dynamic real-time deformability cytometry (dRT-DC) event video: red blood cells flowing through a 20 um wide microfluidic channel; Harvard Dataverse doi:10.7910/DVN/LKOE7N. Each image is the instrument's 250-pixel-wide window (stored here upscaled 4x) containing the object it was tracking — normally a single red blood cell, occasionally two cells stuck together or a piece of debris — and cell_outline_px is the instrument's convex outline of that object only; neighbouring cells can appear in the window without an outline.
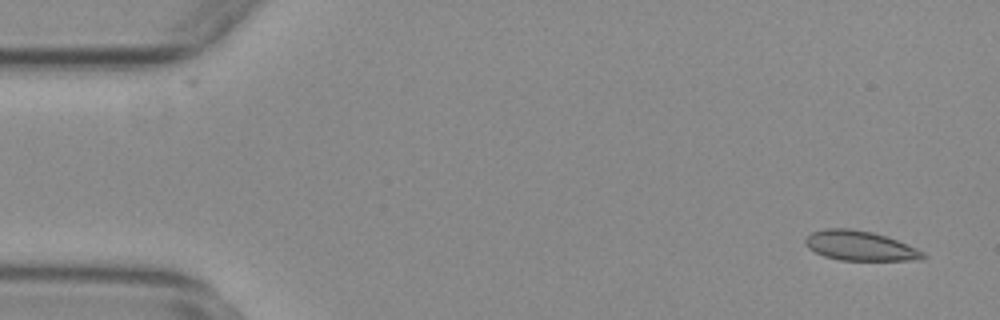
{"species": "common noctule bat (a hibernating species)", "species_latin": "Nyctalus noctula", "temperature_condition": "warm", "stored_images_in_passage": 55, "camera_frame_rate_fps": 3000, "um_per_image_px": 0.085, "animal": {"sex": "female", "body_mass_g": 29.2, "forearm_length_mm": 56.3}, "frame": {"image": 1, "passage_image": 3, "time_ms": 0.667, "image_size_px": [1000, 320], "cell_outline_px": [[928, 256], [920, 260], [840, 260], [824, 256], [808, 248], [804, 244], [804, 240], [812, 232], [824, 228], [848, 228], [872, 232], [896, 240], [916, 248], [924, 252]], "centroid_in_image_um": [73.08, 20.89], "position_along_channel_um": 11.9, "area_um2": 20.29}}
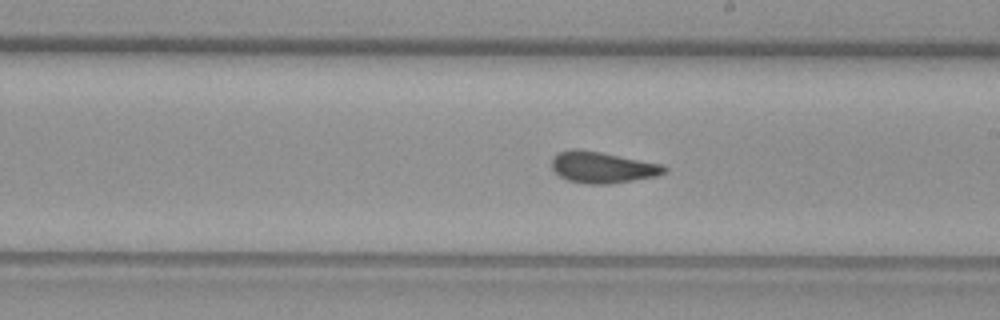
{"frame": {"image": 2, "passage_image": 31, "time_ms": 10.0, "image_size_px": [1000, 320], "cell_outline_px": [[668, 168], [664, 172], [656, 176], [612, 184], [588, 184], [568, 180], [552, 172], [552, 156], [556, 152], [572, 148], [576, 148], [600, 152], [664, 164]], "centroid_in_image_um": [51.17, 14.21], "position_along_channel_um": 237.8, "area_um2": 20.81}}
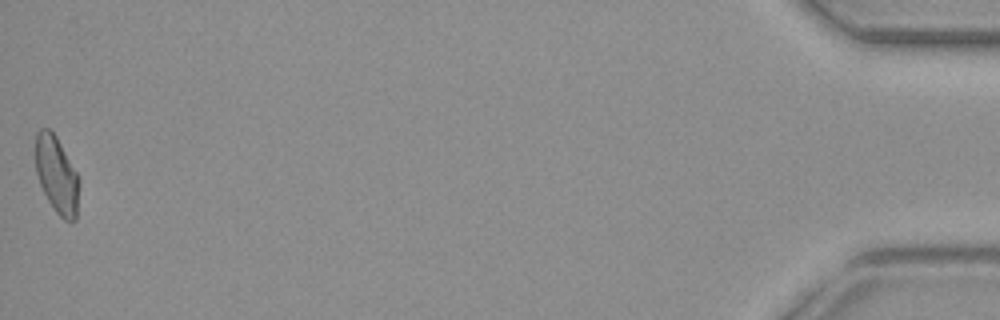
{"frame": {"image": 3, "passage_image": 55, "time_ms": 18.0, "image_size_px": [1000, 320], "cell_outline_px": [[80, 180], [76, 220], [64, 220], [56, 212], [48, 200], [40, 184], [36, 172], [36, 132], [40, 128], [48, 128], [56, 136], [76, 172]], "centroid_in_image_um": [4.83, 14.87], "position_along_channel_um": 430.4, "area_um2": 19.36}, "authors_computed_cell_mechanics": {"area_um2": 20.2878, "velocity_mm_per_s": 3.7315, "shape_relaxation_time_tau1_ms": null, "shape_relaxation_time_tau2_ms": 1.3074, "deformation_change_tau1": null, "deformation_change_tau2": 0.0613}}